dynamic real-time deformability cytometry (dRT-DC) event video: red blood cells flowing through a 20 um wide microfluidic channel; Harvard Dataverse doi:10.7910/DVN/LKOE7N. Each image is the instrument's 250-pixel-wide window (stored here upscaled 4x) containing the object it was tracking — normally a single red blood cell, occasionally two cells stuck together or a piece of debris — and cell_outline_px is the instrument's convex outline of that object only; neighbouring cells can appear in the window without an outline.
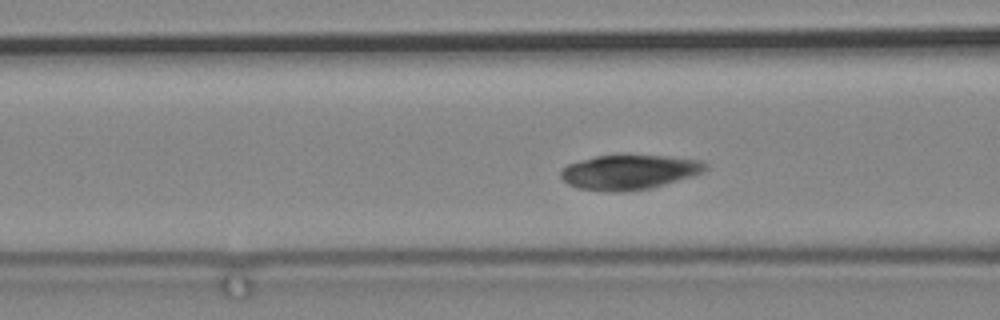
{"species": "common noctule bat (a hibernating species)", "species_latin": "Nyctalus noctula", "temperature_condition": "cold", "stored_images_in_passage": 47, "camera_frame_rate_fps": 3000, "um_per_image_px": 0.085, "animal": {"sex": "male", "body_mass_g": 19.2, "forearm_length_mm": 51.8}, "frame": {"image": 1, "passage_image": 6, "time_ms": 1.667, "image_size_px": [1000, 320], "cell_outline_px": [[708, 168], [704, 172], [652, 188], [624, 192], [604, 192], [580, 188], [568, 184], [560, 176], [560, 172], [568, 164], [580, 160], [596, 156], [624, 152], [668, 156], [700, 160], [708, 164]], "centroid_in_image_um": [53.49, 14.59], "position_along_channel_um": 113.1, "area_um2": 30.17}}
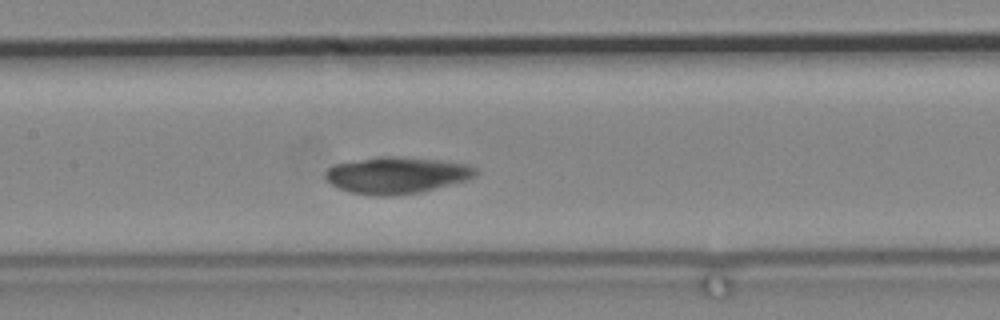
{"frame": {"image": 2, "passage_image": 12, "time_ms": 3.667, "image_size_px": [1000, 320], "cell_outline_px": [[480, 172], [476, 176], [468, 180], [420, 192], [392, 196], [376, 196], [352, 192], [340, 188], [332, 184], [324, 176], [324, 172], [332, 164], [380, 156], [396, 156], [440, 160], [468, 164], [476, 168]], "centroid_in_image_um": [33.75, 14.88], "position_along_channel_um": 173.7, "area_um2": 32.25}}
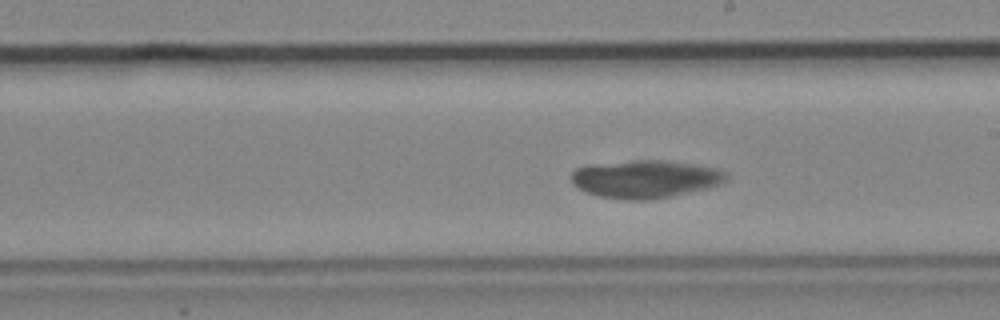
{"frame": {"image": 3, "passage_image": 18, "time_ms": 5.667, "image_size_px": [1000, 320], "cell_outline_px": [[728, 180], [720, 184], [708, 188], [672, 196], [648, 200], [628, 200], [600, 196], [588, 192], [572, 184], [572, 172], [576, 168], [588, 164], [632, 160], [664, 160], [696, 164], [716, 168], [724, 172], [728, 176]], "centroid_in_image_um": [54.87, 15.2], "position_along_channel_um": 234.1, "area_um2": 34.33}}